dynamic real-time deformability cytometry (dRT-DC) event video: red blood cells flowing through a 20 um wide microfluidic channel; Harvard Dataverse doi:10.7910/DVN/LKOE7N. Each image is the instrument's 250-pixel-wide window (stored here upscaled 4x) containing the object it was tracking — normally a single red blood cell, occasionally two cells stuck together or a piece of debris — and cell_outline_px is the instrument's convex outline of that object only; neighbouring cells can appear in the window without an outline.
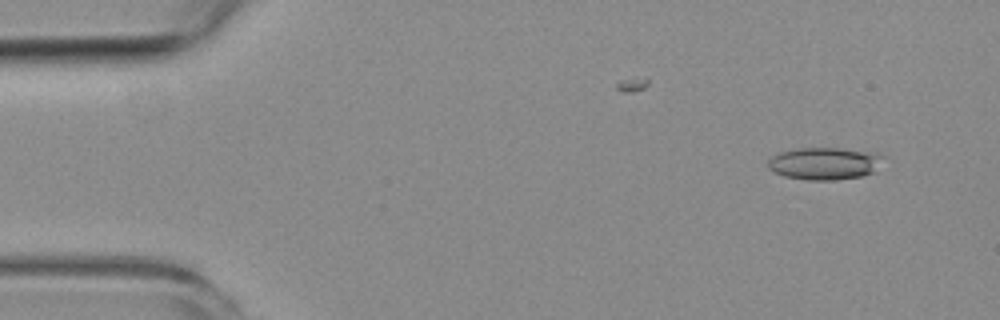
{"species": "common noctule bat (a hibernating species)", "species_latin": "Nyctalus noctula", "temperature_condition": "room temperature", "stored_images_in_passage": 4, "camera_frame_rate_fps": 3000, "um_per_image_px": 0.085, "animal": {"sex": "female", "body_mass_g": 19.3, "forearm_length_mm": 54.1}, "frame": {"image": 1, "passage_image": 1, "time_ms": 0.0, "image_size_px": [1000, 320], "cell_outline_px": [[888, 156], [876, 172], [860, 176], [836, 180], [808, 180], [784, 176], [768, 168], [768, 160], [772, 156], [780, 152], [796, 148], [840, 148], [880, 152]], "centroid_in_image_um": [70.2, 13.88], "position_along_channel_um": 14.8, "area_um2": 22.25}}
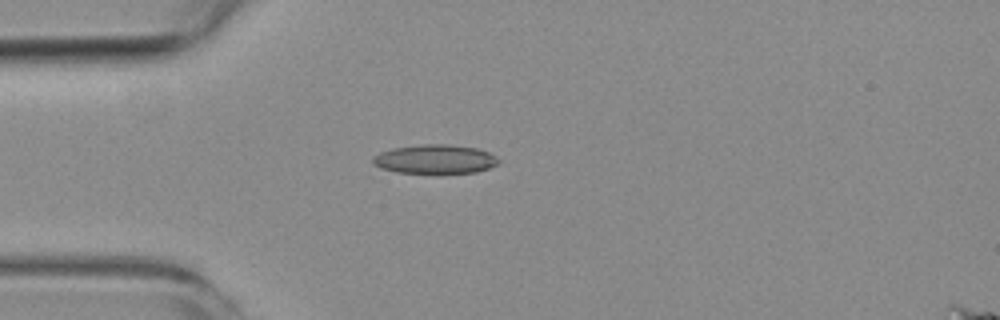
{"frame": {"image": 2, "passage_image": 4, "time_ms": 3.333, "image_size_px": [1000, 320], "cell_outline_px": [[500, 164], [476, 172], [396, 172], [380, 168], [372, 164], [372, 156], [380, 152], [392, 148], [424, 144], [448, 144], [476, 148], [488, 152], [496, 156], [500, 160]], "centroid_in_image_um": [36.96, 13.51], "position_along_channel_um": 48.0, "area_um2": 21.15}}